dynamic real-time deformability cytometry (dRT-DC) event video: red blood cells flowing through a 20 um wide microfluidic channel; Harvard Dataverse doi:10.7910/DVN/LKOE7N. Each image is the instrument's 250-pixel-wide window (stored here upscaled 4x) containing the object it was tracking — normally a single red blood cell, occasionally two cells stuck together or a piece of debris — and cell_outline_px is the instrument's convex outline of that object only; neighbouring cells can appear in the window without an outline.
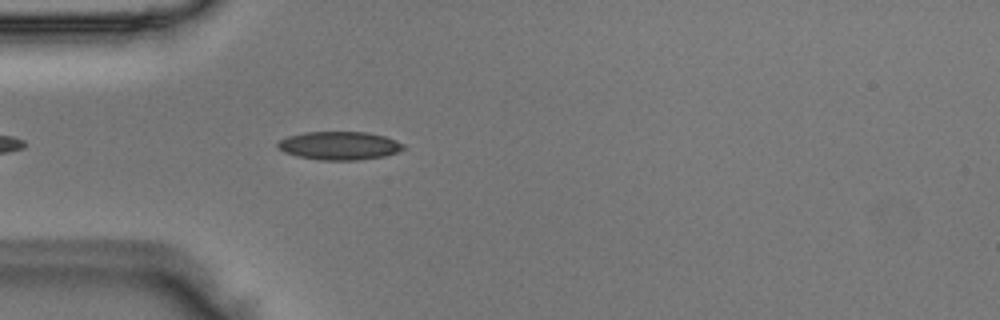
{"species": "Egyptian fruit bat (a non-hibernating species)", "species_latin": "Rousettus aegyptiacus", "temperature_condition": "room temperature", "stored_images_in_passage": 13, "camera_frame_rate_fps": 3000, "um_per_image_px": 0.085, "animal": {"sex": "male"}, "frame": {"image": 1, "passage_image": 4, "time_ms": 1.0, "image_size_px": [1000, 320], "cell_outline_px": [[404, 148], [396, 152], [384, 156], [356, 160], [320, 160], [296, 156], [284, 152], [276, 144], [280, 140], [288, 136], [304, 132], [368, 132], [384, 136], [396, 140], [404, 144]], "centroid_in_image_um": [28.83, 12.38], "position_along_channel_um": 56.2, "area_um2": 20.63}}